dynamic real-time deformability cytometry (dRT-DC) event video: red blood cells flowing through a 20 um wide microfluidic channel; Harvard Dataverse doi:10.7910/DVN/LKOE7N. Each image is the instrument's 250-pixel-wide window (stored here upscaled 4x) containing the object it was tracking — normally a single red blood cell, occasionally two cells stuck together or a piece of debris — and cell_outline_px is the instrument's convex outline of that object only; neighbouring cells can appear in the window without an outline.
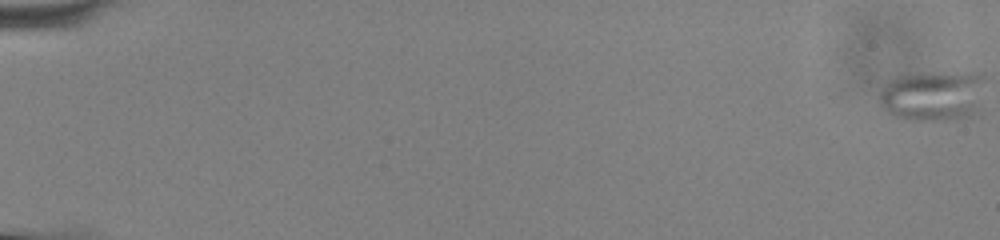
{"species": "common noctule bat (a hibernating species)", "species_latin": "Nyctalus noctula", "temperature_condition": "cold", "stored_images_in_passage": 56, "camera_frame_rate_fps": 3000, "um_per_image_px": 0.085, "animal": {"sex": "male", "body_mass_g": 13.0, "forearm_length_mm": 53.1}, "frame": {"image": 1, "passage_image": 1, "time_ms": 0.0, "image_size_px": [1000, 240], "cell_outline_px": [[984, 80], [976, 116], [956, 120], [904, 120], [892, 116], [880, 104], [880, 92], [892, 80], [904, 76], [968, 72], [984, 72]], "centroid_in_image_um": [79.37, 8.19], "position_along_channel_um": 5.6, "area_um2": 30.81}}
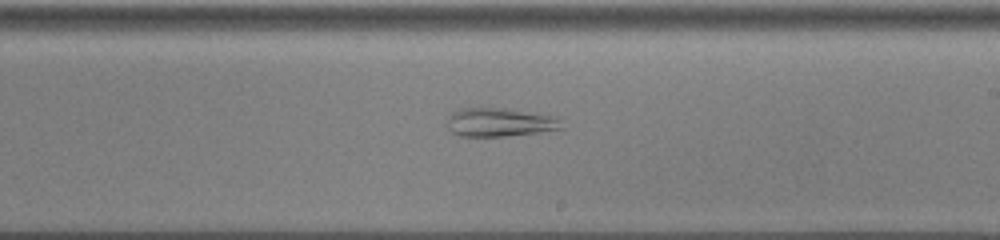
{"frame": {"image": 2, "passage_image": 35, "time_ms": 11.333, "image_size_px": [1000, 240], "cell_outline_px": [[564, 128], [540, 132], [504, 136], [460, 136], [452, 132], [448, 128], [448, 116], [452, 112], [460, 108], [504, 108], [560, 116]], "centroid_in_image_um": [42.53, 10.38], "position_along_channel_um": 246.5, "area_um2": 19.31}}
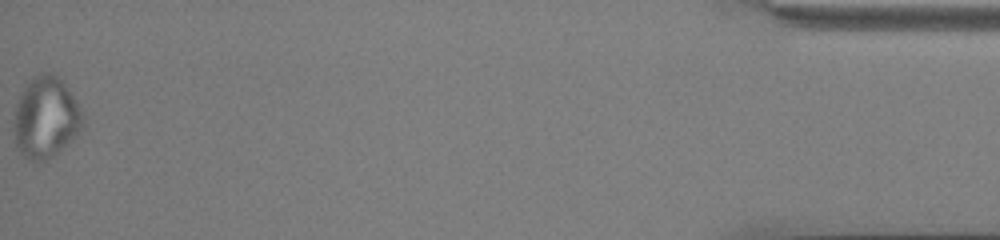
{"frame": {"image": 3, "passage_image": 56, "time_ms": 18.333, "image_size_px": [1000, 240], "cell_outline_px": [[84, 124], [76, 136], [68, 144], [52, 156], [36, 164], [28, 160], [20, 152], [16, 144], [16, 104], [20, 92], [32, 76], [40, 72], [48, 72], [56, 76], [68, 88], [80, 108], [84, 120]], "centroid_in_image_um": [3.9, 9.99], "position_along_channel_um": 431.3, "area_um2": 32.37}}